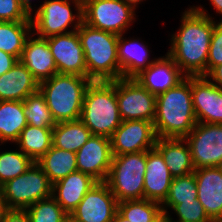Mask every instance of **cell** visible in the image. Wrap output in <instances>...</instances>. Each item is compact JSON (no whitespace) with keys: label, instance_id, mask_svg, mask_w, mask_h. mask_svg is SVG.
<instances>
[{"label":"cell","instance_id":"cell-1","mask_svg":"<svg viewBox=\"0 0 222 222\" xmlns=\"http://www.w3.org/2000/svg\"><path fill=\"white\" fill-rule=\"evenodd\" d=\"M182 14L180 28L172 35L167 54L186 77H205L216 21L201 6L190 7Z\"/></svg>","mask_w":222,"mask_h":222},{"label":"cell","instance_id":"cell-2","mask_svg":"<svg viewBox=\"0 0 222 222\" xmlns=\"http://www.w3.org/2000/svg\"><path fill=\"white\" fill-rule=\"evenodd\" d=\"M157 138H185L197 124L191 95V77L156 96L153 121Z\"/></svg>","mask_w":222,"mask_h":222},{"label":"cell","instance_id":"cell-3","mask_svg":"<svg viewBox=\"0 0 222 222\" xmlns=\"http://www.w3.org/2000/svg\"><path fill=\"white\" fill-rule=\"evenodd\" d=\"M84 51L87 77L91 81H115L120 78L119 35L82 23L77 29Z\"/></svg>","mask_w":222,"mask_h":222},{"label":"cell","instance_id":"cell-4","mask_svg":"<svg viewBox=\"0 0 222 222\" xmlns=\"http://www.w3.org/2000/svg\"><path fill=\"white\" fill-rule=\"evenodd\" d=\"M80 120L92 135L111 138L122 123L115 81H92L87 87Z\"/></svg>","mask_w":222,"mask_h":222},{"label":"cell","instance_id":"cell-5","mask_svg":"<svg viewBox=\"0 0 222 222\" xmlns=\"http://www.w3.org/2000/svg\"><path fill=\"white\" fill-rule=\"evenodd\" d=\"M91 82L88 77L57 73L39 83V91L56 123L80 119L84 95Z\"/></svg>","mask_w":222,"mask_h":222},{"label":"cell","instance_id":"cell-6","mask_svg":"<svg viewBox=\"0 0 222 222\" xmlns=\"http://www.w3.org/2000/svg\"><path fill=\"white\" fill-rule=\"evenodd\" d=\"M147 151L113 155L105 183L118 203L144 199Z\"/></svg>","mask_w":222,"mask_h":222},{"label":"cell","instance_id":"cell-7","mask_svg":"<svg viewBox=\"0 0 222 222\" xmlns=\"http://www.w3.org/2000/svg\"><path fill=\"white\" fill-rule=\"evenodd\" d=\"M72 3L77 14L71 10ZM33 11L35 15L30 16L32 31L40 38L77 31L83 21L82 0H46ZM70 25L73 30L67 31Z\"/></svg>","mask_w":222,"mask_h":222},{"label":"cell","instance_id":"cell-8","mask_svg":"<svg viewBox=\"0 0 222 222\" xmlns=\"http://www.w3.org/2000/svg\"><path fill=\"white\" fill-rule=\"evenodd\" d=\"M1 189L9 209L25 210L52 196V183L36 162L23 174L1 185Z\"/></svg>","mask_w":222,"mask_h":222},{"label":"cell","instance_id":"cell-9","mask_svg":"<svg viewBox=\"0 0 222 222\" xmlns=\"http://www.w3.org/2000/svg\"><path fill=\"white\" fill-rule=\"evenodd\" d=\"M82 15L89 26L117 35L136 20L135 10L123 0H82Z\"/></svg>","mask_w":222,"mask_h":222},{"label":"cell","instance_id":"cell-10","mask_svg":"<svg viewBox=\"0 0 222 222\" xmlns=\"http://www.w3.org/2000/svg\"><path fill=\"white\" fill-rule=\"evenodd\" d=\"M116 99L122 121H154L156 96L151 94L135 78L116 80Z\"/></svg>","mask_w":222,"mask_h":222},{"label":"cell","instance_id":"cell-11","mask_svg":"<svg viewBox=\"0 0 222 222\" xmlns=\"http://www.w3.org/2000/svg\"><path fill=\"white\" fill-rule=\"evenodd\" d=\"M184 139L195 169L222 166V124L197 122Z\"/></svg>","mask_w":222,"mask_h":222},{"label":"cell","instance_id":"cell-12","mask_svg":"<svg viewBox=\"0 0 222 222\" xmlns=\"http://www.w3.org/2000/svg\"><path fill=\"white\" fill-rule=\"evenodd\" d=\"M118 201L105 182H97L69 217L75 222H112Z\"/></svg>","mask_w":222,"mask_h":222},{"label":"cell","instance_id":"cell-13","mask_svg":"<svg viewBox=\"0 0 222 222\" xmlns=\"http://www.w3.org/2000/svg\"><path fill=\"white\" fill-rule=\"evenodd\" d=\"M111 139L112 155L136 153L155 148L154 124L146 120L122 121Z\"/></svg>","mask_w":222,"mask_h":222},{"label":"cell","instance_id":"cell-14","mask_svg":"<svg viewBox=\"0 0 222 222\" xmlns=\"http://www.w3.org/2000/svg\"><path fill=\"white\" fill-rule=\"evenodd\" d=\"M59 74L87 77L84 51L77 31L45 38Z\"/></svg>","mask_w":222,"mask_h":222},{"label":"cell","instance_id":"cell-15","mask_svg":"<svg viewBox=\"0 0 222 222\" xmlns=\"http://www.w3.org/2000/svg\"><path fill=\"white\" fill-rule=\"evenodd\" d=\"M111 139L91 135L76 152L77 171L86 173L98 182H105L112 162Z\"/></svg>","mask_w":222,"mask_h":222},{"label":"cell","instance_id":"cell-16","mask_svg":"<svg viewBox=\"0 0 222 222\" xmlns=\"http://www.w3.org/2000/svg\"><path fill=\"white\" fill-rule=\"evenodd\" d=\"M191 95L197 122L222 124V89L204 76L191 77Z\"/></svg>","mask_w":222,"mask_h":222},{"label":"cell","instance_id":"cell-17","mask_svg":"<svg viewBox=\"0 0 222 222\" xmlns=\"http://www.w3.org/2000/svg\"><path fill=\"white\" fill-rule=\"evenodd\" d=\"M185 77L178 65L166 53L165 57L156 59L135 79L151 94L157 96L175 87Z\"/></svg>","mask_w":222,"mask_h":222},{"label":"cell","instance_id":"cell-18","mask_svg":"<svg viewBox=\"0 0 222 222\" xmlns=\"http://www.w3.org/2000/svg\"><path fill=\"white\" fill-rule=\"evenodd\" d=\"M197 199L208 217H222V166L195 169Z\"/></svg>","mask_w":222,"mask_h":222},{"label":"cell","instance_id":"cell-19","mask_svg":"<svg viewBox=\"0 0 222 222\" xmlns=\"http://www.w3.org/2000/svg\"><path fill=\"white\" fill-rule=\"evenodd\" d=\"M31 35L25 41L19 61L26 66L33 77L40 83L57 74V66L50 52V47L45 38H33Z\"/></svg>","mask_w":222,"mask_h":222},{"label":"cell","instance_id":"cell-20","mask_svg":"<svg viewBox=\"0 0 222 222\" xmlns=\"http://www.w3.org/2000/svg\"><path fill=\"white\" fill-rule=\"evenodd\" d=\"M173 178L161 153L156 148L148 150L144 175V199L162 204L168 196Z\"/></svg>","mask_w":222,"mask_h":222},{"label":"cell","instance_id":"cell-21","mask_svg":"<svg viewBox=\"0 0 222 222\" xmlns=\"http://www.w3.org/2000/svg\"><path fill=\"white\" fill-rule=\"evenodd\" d=\"M97 182L92 176L75 171L52 184V197L70 215L81 202L84 195Z\"/></svg>","mask_w":222,"mask_h":222},{"label":"cell","instance_id":"cell-22","mask_svg":"<svg viewBox=\"0 0 222 222\" xmlns=\"http://www.w3.org/2000/svg\"><path fill=\"white\" fill-rule=\"evenodd\" d=\"M39 90V82L19 60L0 76V101H24Z\"/></svg>","mask_w":222,"mask_h":222},{"label":"cell","instance_id":"cell-23","mask_svg":"<svg viewBox=\"0 0 222 222\" xmlns=\"http://www.w3.org/2000/svg\"><path fill=\"white\" fill-rule=\"evenodd\" d=\"M123 36V34L119 35L117 47L120 78H135L157 58L150 61L148 46L143 42L140 43L139 39L125 40Z\"/></svg>","mask_w":222,"mask_h":222},{"label":"cell","instance_id":"cell-24","mask_svg":"<svg viewBox=\"0 0 222 222\" xmlns=\"http://www.w3.org/2000/svg\"><path fill=\"white\" fill-rule=\"evenodd\" d=\"M155 148L163 156L173 177L184 176L195 171L190 146L184 138H157Z\"/></svg>","mask_w":222,"mask_h":222},{"label":"cell","instance_id":"cell-25","mask_svg":"<svg viewBox=\"0 0 222 222\" xmlns=\"http://www.w3.org/2000/svg\"><path fill=\"white\" fill-rule=\"evenodd\" d=\"M36 163L52 184L77 171L76 153L53 145Z\"/></svg>","mask_w":222,"mask_h":222},{"label":"cell","instance_id":"cell-26","mask_svg":"<svg viewBox=\"0 0 222 222\" xmlns=\"http://www.w3.org/2000/svg\"><path fill=\"white\" fill-rule=\"evenodd\" d=\"M27 125L23 101H0V145L16 142Z\"/></svg>","mask_w":222,"mask_h":222},{"label":"cell","instance_id":"cell-27","mask_svg":"<svg viewBox=\"0 0 222 222\" xmlns=\"http://www.w3.org/2000/svg\"><path fill=\"white\" fill-rule=\"evenodd\" d=\"M91 135L90 130L80 119L57 122L53 127L52 145L76 153Z\"/></svg>","mask_w":222,"mask_h":222},{"label":"cell","instance_id":"cell-28","mask_svg":"<svg viewBox=\"0 0 222 222\" xmlns=\"http://www.w3.org/2000/svg\"><path fill=\"white\" fill-rule=\"evenodd\" d=\"M53 129L27 125L17 141L19 149L34 162H37L52 147Z\"/></svg>","mask_w":222,"mask_h":222},{"label":"cell","instance_id":"cell-29","mask_svg":"<svg viewBox=\"0 0 222 222\" xmlns=\"http://www.w3.org/2000/svg\"><path fill=\"white\" fill-rule=\"evenodd\" d=\"M31 33V21H0V50L15 56L19 60L25 41Z\"/></svg>","mask_w":222,"mask_h":222},{"label":"cell","instance_id":"cell-30","mask_svg":"<svg viewBox=\"0 0 222 222\" xmlns=\"http://www.w3.org/2000/svg\"><path fill=\"white\" fill-rule=\"evenodd\" d=\"M118 212L130 222H161L165 218L161 204L147 199L119 202Z\"/></svg>","mask_w":222,"mask_h":222},{"label":"cell","instance_id":"cell-31","mask_svg":"<svg viewBox=\"0 0 222 222\" xmlns=\"http://www.w3.org/2000/svg\"><path fill=\"white\" fill-rule=\"evenodd\" d=\"M197 199V183L194 172L174 177L167 198L161 204L164 216L169 214L168 208L172 209L176 204Z\"/></svg>","mask_w":222,"mask_h":222},{"label":"cell","instance_id":"cell-32","mask_svg":"<svg viewBox=\"0 0 222 222\" xmlns=\"http://www.w3.org/2000/svg\"><path fill=\"white\" fill-rule=\"evenodd\" d=\"M23 112L28 125L38 128H52L56 125L47 106L44 95L38 90L23 101Z\"/></svg>","mask_w":222,"mask_h":222},{"label":"cell","instance_id":"cell-33","mask_svg":"<svg viewBox=\"0 0 222 222\" xmlns=\"http://www.w3.org/2000/svg\"><path fill=\"white\" fill-rule=\"evenodd\" d=\"M33 163L21 150L0 152V186L26 172Z\"/></svg>","mask_w":222,"mask_h":222},{"label":"cell","instance_id":"cell-34","mask_svg":"<svg viewBox=\"0 0 222 222\" xmlns=\"http://www.w3.org/2000/svg\"><path fill=\"white\" fill-rule=\"evenodd\" d=\"M25 211L30 222H65L69 217L52 196L37 201Z\"/></svg>","mask_w":222,"mask_h":222},{"label":"cell","instance_id":"cell-35","mask_svg":"<svg viewBox=\"0 0 222 222\" xmlns=\"http://www.w3.org/2000/svg\"><path fill=\"white\" fill-rule=\"evenodd\" d=\"M172 210L178 216V221H174L167 214L165 215L166 222H213L206 214L198 199L176 204Z\"/></svg>","mask_w":222,"mask_h":222},{"label":"cell","instance_id":"cell-36","mask_svg":"<svg viewBox=\"0 0 222 222\" xmlns=\"http://www.w3.org/2000/svg\"><path fill=\"white\" fill-rule=\"evenodd\" d=\"M20 0H0V21H31Z\"/></svg>","mask_w":222,"mask_h":222},{"label":"cell","instance_id":"cell-37","mask_svg":"<svg viewBox=\"0 0 222 222\" xmlns=\"http://www.w3.org/2000/svg\"><path fill=\"white\" fill-rule=\"evenodd\" d=\"M222 64V21L214 25L207 60V74Z\"/></svg>","mask_w":222,"mask_h":222},{"label":"cell","instance_id":"cell-38","mask_svg":"<svg viewBox=\"0 0 222 222\" xmlns=\"http://www.w3.org/2000/svg\"><path fill=\"white\" fill-rule=\"evenodd\" d=\"M2 222H30V219L25 210L10 209Z\"/></svg>","mask_w":222,"mask_h":222},{"label":"cell","instance_id":"cell-39","mask_svg":"<svg viewBox=\"0 0 222 222\" xmlns=\"http://www.w3.org/2000/svg\"><path fill=\"white\" fill-rule=\"evenodd\" d=\"M18 59L2 50H0V76L9 71Z\"/></svg>","mask_w":222,"mask_h":222},{"label":"cell","instance_id":"cell-40","mask_svg":"<svg viewBox=\"0 0 222 222\" xmlns=\"http://www.w3.org/2000/svg\"><path fill=\"white\" fill-rule=\"evenodd\" d=\"M205 77L222 89V64L215 66Z\"/></svg>","mask_w":222,"mask_h":222},{"label":"cell","instance_id":"cell-41","mask_svg":"<svg viewBox=\"0 0 222 222\" xmlns=\"http://www.w3.org/2000/svg\"><path fill=\"white\" fill-rule=\"evenodd\" d=\"M9 210L10 209H9L7 203H6V199L3 196L2 189H1V186H0V222H2L3 218L5 217L6 213Z\"/></svg>","mask_w":222,"mask_h":222},{"label":"cell","instance_id":"cell-42","mask_svg":"<svg viewBox=\"0 0 222 222\" xmlns=\"http://www.w3.org/2000/svg\"><path fill=\"white\" fill-rule=\"evenodd\" d=\"M216 9V13L222 14V0H209ZM222 21V19L220 20Z\"/></svg>","mask_w":222,"mask_h":222},{"label":"cell","instance_id":"cell-43","mask_svg":"<svg viewBox=\"0 0 222 222\" xmlns=\"http://www.w3.org/2000/svg\"><path fill=\"white\" fill-rule=\"evenodd\" d=\"M32 0H20L21 4L23 5V7L27 10V12L32 15L33 13V9L32 8Z\"/></svg>","mask_w":222,"mask_h":222},{"label":"cell","instance_id":"cell-44","mask_svg":"<svg viewBox=\"0 0 222 222\" xmlns=\"http://www.w3.org/2000/svg\"><path fill=\"white\" fill-rule=\"evenodd\" d=\"M112 222H130L124 216H122L118 211L115 213V216Z\"/></svg>","mask_w":222,"mask_h":222},{"label":"cell","instance_id":"cell-45","mask_svg":"<svg viewBox=\"0 0 222 222\" xmlns=\"http://www.w3.org/2000/svg\"><path fill=\"white\" fill-rule=\"evenodd\" d=\"M126 4L130 5L134 10L137 8V5L143 0H123Z\"/></svg>","mask_w":222,"mask_h":222},{"label":"cell","instance_id":"cell-46","mask_svg":"<svg viewBox=\"0 0 222 222\" xmlns=\"http://www.w3.org/2000/svg\"><path fill=\"white\" fill-rule=\"evenodd\" d=\"M213 222H222V217H220V218L214 220Z\"/></svg>","mask_w":222,"mask_h":222},{"label":"cell","instance_id":"cell-47","mask_svg":"<svg viewBox=\"0 0 222 222\" xmlns=\"http://www.w3.org/2000/svg\"><path fill=\"white\" fill-rule=\"evenodd\" d=\"M65 222H75V221H73L70 217H68V219Z\"/></svg>","mask_w":222,"mask_h":222}]
</instances>
